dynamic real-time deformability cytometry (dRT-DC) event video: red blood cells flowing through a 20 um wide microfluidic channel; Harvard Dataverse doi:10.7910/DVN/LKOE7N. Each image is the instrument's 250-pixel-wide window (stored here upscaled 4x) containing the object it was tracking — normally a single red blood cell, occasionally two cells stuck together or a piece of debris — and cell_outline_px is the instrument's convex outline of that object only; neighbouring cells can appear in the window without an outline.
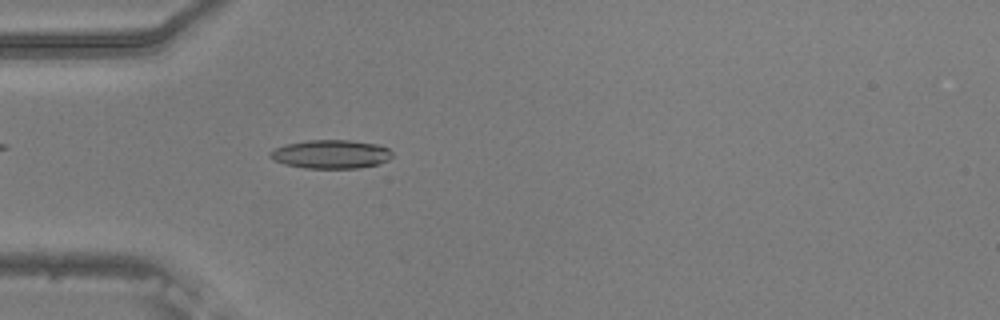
{"species": "common noctule bat (a hibernating species)", "species_latin": "Nyctalus noctula", "temperature_condition": "warm", "stored_images_in_passage": 34, "camera_frame_rate_fps": 3000, "um_per_image_px": 0.085, "animal": {"sex": "male", "body_mass_g": 20.5, "forearm_length_mm": 52.5}, "frame": {"image": 1, "passage_image": 4, "time_ms": 1.0, "image_size_px": [1000, 320], "cell_outline_px": [[392, 156], [388, 160], [376, 164], [360, 168], [304, 168], [284, 164], [268, 156], [268, 152], [276, 148], [288, 144], [308, 140], [348, 140], [376, 144], [388, 148], [392, 152]], "centroid_in_image_um": [28.13, 13.11], "position_along_channel_um": 56.9, "area_um2": 20.23}}
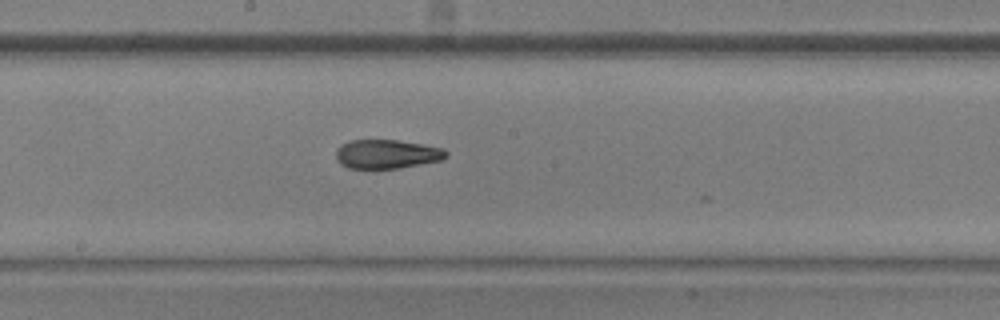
{"frame": {"image": 2, "passage_image": 17, "time_ms": 5.333, "image_size_px": [1000, 320], "cell_outline_px": [[448, 156], [440, 160], [400, 168], [348, 168], [340, 164], [336, 160], [336, 148], [340, 144], [348, 140], [396, 140], [424, 144], [444, 148], [448, 152]], "centroid_in_image_um": [32.86, 13.08], "position_along_channel_um": 215.3, "area_um2": 18.79}}
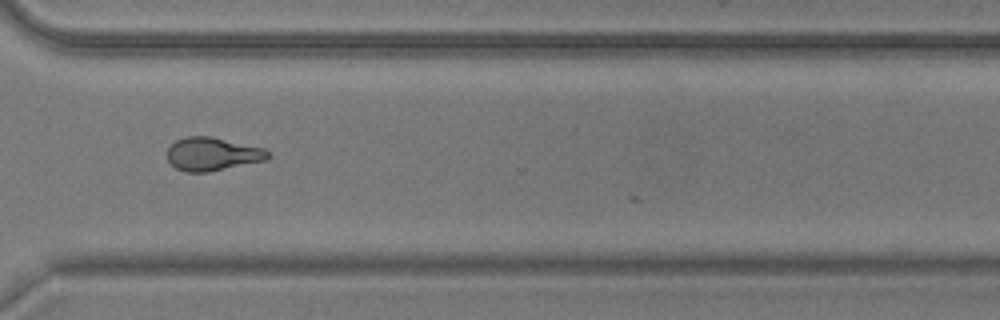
{"frame": {"image": 3, "passage_image": 28, "time_ms": 9.0, "image_size_px": [1000, 320], "cell_outline_px": [[272, 156], [268, 160], [208, 172], [184, 172], [176, 168], [168, 160], [168, 148], [176, 140], [184, 136], [212, 136], [264, 148]], "centroid_in_image_um": [18.08, 13.09], "position_along_channel_um": 352.5, "area_um2": 19.71}, "authors_computed_cell_mechanics": {"area_um2": 19.3052, "velocity_mm_per_s": 3.7518, "shape_relaxation_time_tau1_ms": null, "shape_relaxation_time_tau2_ms": 1.933, "deformation_change_tau1": null, "deformation_change_tau2": 0.0909}}